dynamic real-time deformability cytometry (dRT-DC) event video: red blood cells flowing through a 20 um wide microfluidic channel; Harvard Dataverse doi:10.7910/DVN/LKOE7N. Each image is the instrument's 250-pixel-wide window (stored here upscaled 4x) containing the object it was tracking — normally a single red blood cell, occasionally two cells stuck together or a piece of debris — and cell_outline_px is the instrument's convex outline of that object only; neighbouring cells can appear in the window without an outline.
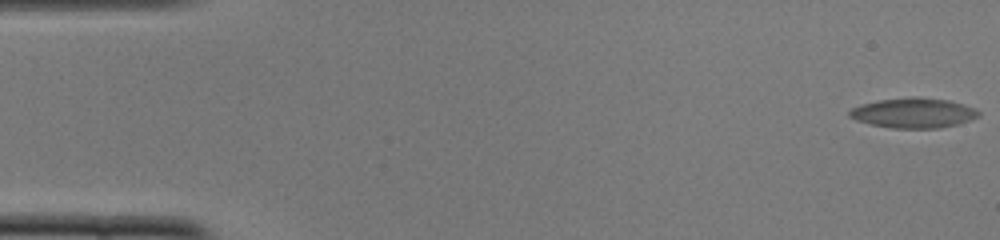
{"species": "common noctule bat (a hibernating species)", "species_latin": "Nyctalus noctula", "temperature_condition": "cold", "stored_images_in_passage": 54, "camera_frame_rate_fps": 3000, "um_per_image_px": 0.085, "animal": {"sex": "female", "body_mass_g": 22.0, "forearm_length_mm": 56.7}, "frame": {"image": 1, "passage_image": 1, "time_ms": 0.0, "image_size_px": [1000, 240], "cell_outline_px": [[980, 112], [976, 116], [968, 120], [956, 124], [940, 128], [892, 128], [872, 124], [856, 120], [848, 116], [848, 112], [852, 108], [860, 104], [880, 100], [916, 96], [948, 100], [964, 104]], "centroid_in_image_um": [77.6, 9.59], "position_along_channel_um": 7.4, "area_um2": 22.31}}
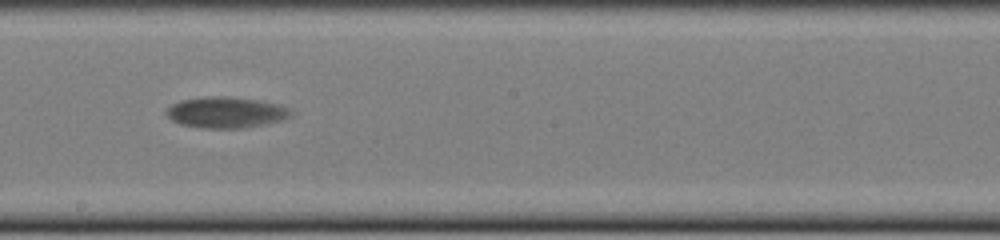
{"frame": {"image": 2, "passage_image": 30, "time_ms": 9.667, "image_size_px": [1000, 240], "cell_outline_px": [[292, 116], [280, 120], [264, 124], [244, 128], [200, 128], [180, 124], [172, 120], [164, 112], [172, 104], [180, 100], [212, 96], [228, 96], [260, 100], [280, 104], [288, 108], [292, 112]], "centroid_in_image_um": [19.21, 9.55], "position_along_channel_um": 229.0, "area_um2": 22.6}}
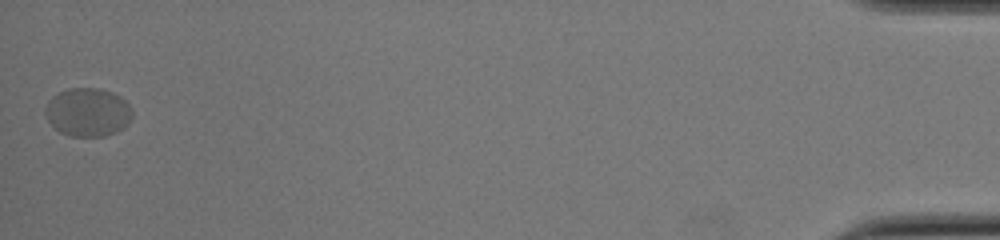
{"frame": {"image": 3, "passage_image": 54, "time_ms": 17.667, "image_size_px": [1000, 240], "cell_outline_px": [[132, 116], [128, 124], [116, 132], [104, 136], [68, 136], [60, 132], [48, 120], [44, 112], [44, 108], [48, 100], [52, 96], [68, 88], [100, 88], [112, 92], [120, 96], [128, 104], [132, 112]], "centroid_in_image_um": [7.45, 9.53], "position_along_channel_um": 427.7, "area_um2": 24.62}, "authors_computed_cell_mechanics": {"area_um2": 21.4438, "velocity_mm_per_s": 3.6936, "shape_relaxation_time_tau1_ms": 6.9143, "shape_relaxation_time_tau2_ms": null, "deformation_change_tau1": 0.1772, "deformation_change_tau2": null}}